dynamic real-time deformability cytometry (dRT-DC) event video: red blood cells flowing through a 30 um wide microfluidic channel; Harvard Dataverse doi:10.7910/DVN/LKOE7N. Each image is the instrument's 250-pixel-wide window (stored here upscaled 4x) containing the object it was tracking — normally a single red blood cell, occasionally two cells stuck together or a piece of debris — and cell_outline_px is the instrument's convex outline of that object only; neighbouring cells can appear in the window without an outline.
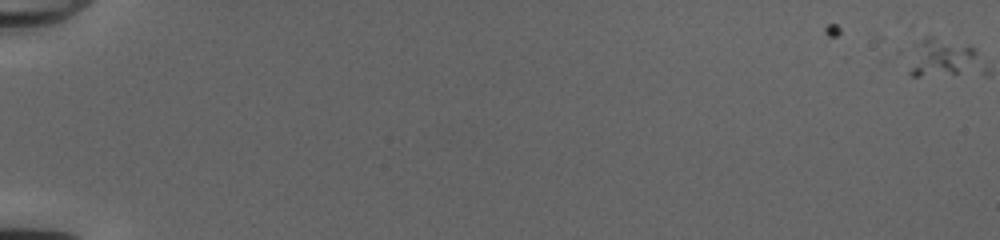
{"species": "common noctule bat (a hibernating species)", "species_latin": "Nyctalus noctula", "temperature_condition": "cold", "stored_images_in_passage": 4, "camera_frame_rate_fps": 3000, "um_per_image_px": 0.085, "animal": {"sex": "female", "body_mass_g": 20.0, "forearm_length_mm": 54.0}, "frame": {"image": 1, "passage_image": 4, "time_ms": 1.0, "image_size_px": [1000, 240], "cell_outline_px": [[976, 60], [956, 72], [920, 76], [912, 76], [908, 72], [920, 44], [924, 36], [932, 36], [968, 44], [976, 48]], "centroid_in_image_um": [80.01, 4.83], "position_along_channel_um": 5.0, "area_um2": 13.99}}